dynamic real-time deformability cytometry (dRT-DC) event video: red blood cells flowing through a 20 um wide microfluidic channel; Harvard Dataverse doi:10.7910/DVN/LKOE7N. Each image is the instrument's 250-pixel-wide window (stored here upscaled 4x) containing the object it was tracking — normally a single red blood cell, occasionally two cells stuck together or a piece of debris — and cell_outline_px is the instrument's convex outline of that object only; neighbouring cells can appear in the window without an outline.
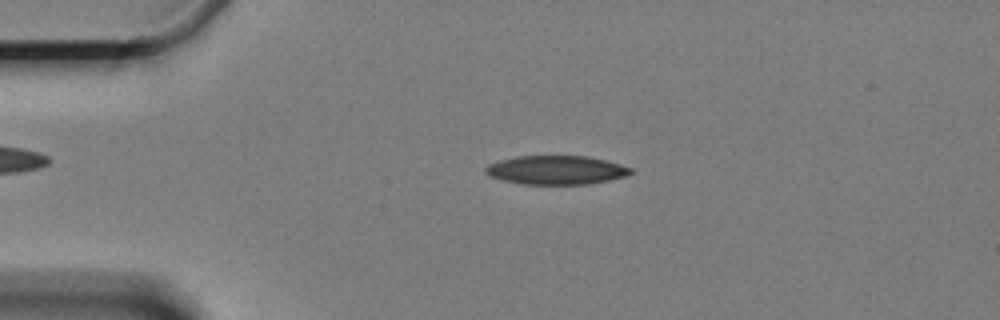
{"species": "Egyptian fruit bat (a non-hibernating species)", "species_latin": "Rousettus aegyptiacus", "temperature_condition": "cold", "stored_images_in_passage": 48, "camera_frame_rate_fps": 3000, "um_per_image_px": 0.085, "animal": {"sex": "female"}, "frame": {"image": 1, "passage_image": 2, "time_ms": 0.333, "image_size_px": [1000, 320], "cell_outline_px": [[632, 172], [624, 176], [608, 180], [588, 184], [524, 184], [500, 180], [488, 176], [484, 172], [484, 168], [488, 164], [500, 160], [516, 156], [588, 156], [608, 160], [632, 168]], "centroid_in_image_um": [47.23, 14.45], "position_along_channel_um": 37.8, "area_um2": 24.51}}
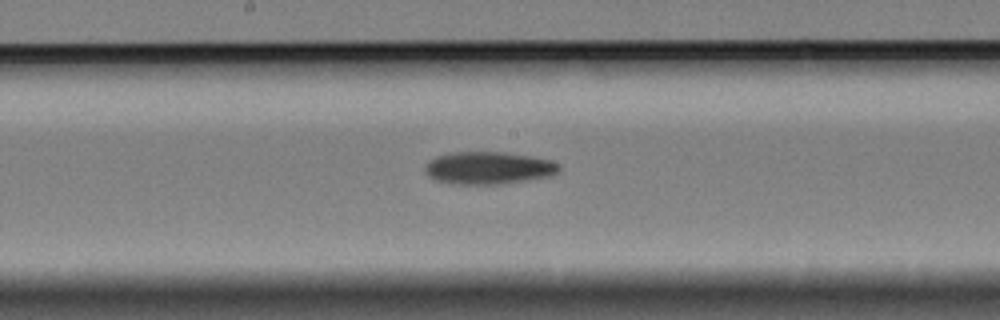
{"frame": {"image": 2, "passage_image": 20, "time_ms": 6.333, "image_size_px": [1000, 320], "cell_outline_px": [[560, 172], [552, 176], [496, 184], [448, 184], [436, 180], [428, 176], [424, 172], [424, 168], [428, 160], [436, 156], [452, 152], [504, 152], [532, 156], [552, 160], [560, 164]], "centroid_in_image_um": [41.51, 14.27], "position_along_channel_um": 206.7, "area_um2": 25.66}}
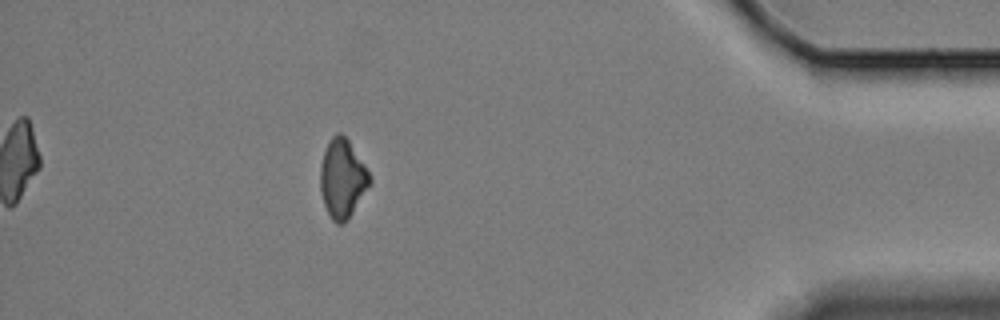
{"frame": {"image": 3, "passage_image": 42, "time_ms": 13.667, "image_size_px": [1000, 320], "cell_outline_px": [[372, 184], [344, 224], [336, 224], [332, 220], [324, 204], [320, 188], [320, 168], [324, 152], [332, 136], [336, 132], [340, 132], [348, 140], [372, 176]], "centroid_in_image_um": [29.12, 15.19], "position_along_channel_um": 406.1, "area_um2": 22.66}, "authors_computed_cell_mechanics": {"area_um2": 24.3338, "velocity_mm_per_s": 3.3405, "shape_relaxation_time_tau1_ms": 8.4136, "shape_relaxation_time_tau2_ms": null, "deformation_change_tau1": 0.1409, "deformation_change_tau2": null}}